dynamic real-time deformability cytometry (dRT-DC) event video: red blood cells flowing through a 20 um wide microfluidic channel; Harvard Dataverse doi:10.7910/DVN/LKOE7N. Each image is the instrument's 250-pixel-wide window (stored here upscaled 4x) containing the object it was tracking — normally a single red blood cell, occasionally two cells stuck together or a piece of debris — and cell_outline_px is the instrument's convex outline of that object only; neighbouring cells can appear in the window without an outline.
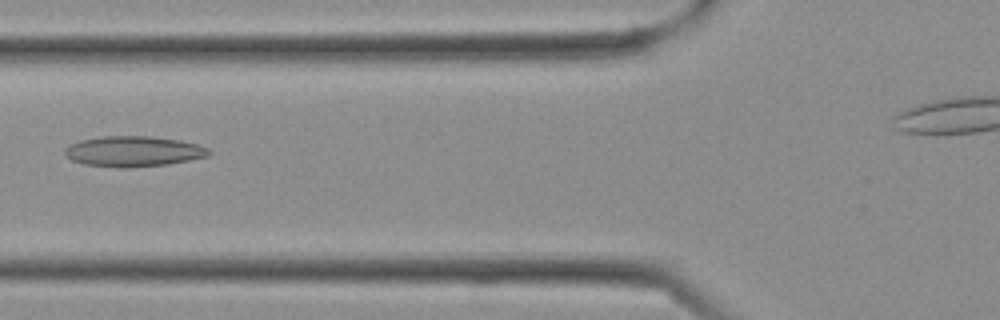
{"species": "Egyptian fruit bat (a non-hibernating species)", "species_latin": "Rousettus aegyptiacus", "temperature_condition": "cold", "stored_images_in_passage": 10, "camera_frame_rate_fps": 3000, "um_per_image_px": 0.085, "frame": {"image": 1, "passage_image": 7, "time_ms": 2.0, "image_size_px": [1000, 320], "cell_outline_px": [[212, 152], [208, 156], [168, 164], [128, 168], [120, 168], [84, 164], [72, 160], [64, 152], [64, 148], [68, 144], [80, 140], [100, 136], [148, 136], [180, 140], [200, 144], [208, 148]], "centroid_in_image_um": [11.34, 12.86], "position_along_channel_um": 114.5, "area_um2": 25.78}}
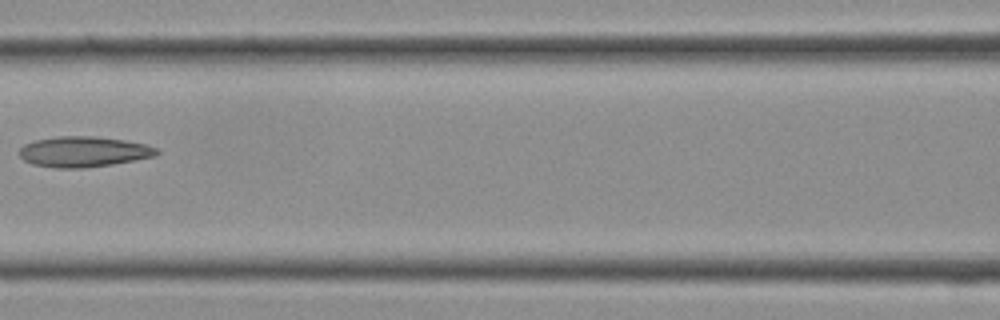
{"frame": {"image": 2, "passage_image": 9, "time_ms": 2.667, "image_size_px": [1000, 320], "cell_outline_px": [[160, 152], [156, 156], [112, 164], [84, 168], [56, 168], [32, 164], [24, 160], [20, 156], [20, 148], [24, 144], [36, 140], [56, 136], [96, 136], [124, 140], [148, 144], [156, 148]], "centroid_in_image_um": [7.12, 12.89], "position_along_channel_um": 159.5, "area_um2": 24.51}}